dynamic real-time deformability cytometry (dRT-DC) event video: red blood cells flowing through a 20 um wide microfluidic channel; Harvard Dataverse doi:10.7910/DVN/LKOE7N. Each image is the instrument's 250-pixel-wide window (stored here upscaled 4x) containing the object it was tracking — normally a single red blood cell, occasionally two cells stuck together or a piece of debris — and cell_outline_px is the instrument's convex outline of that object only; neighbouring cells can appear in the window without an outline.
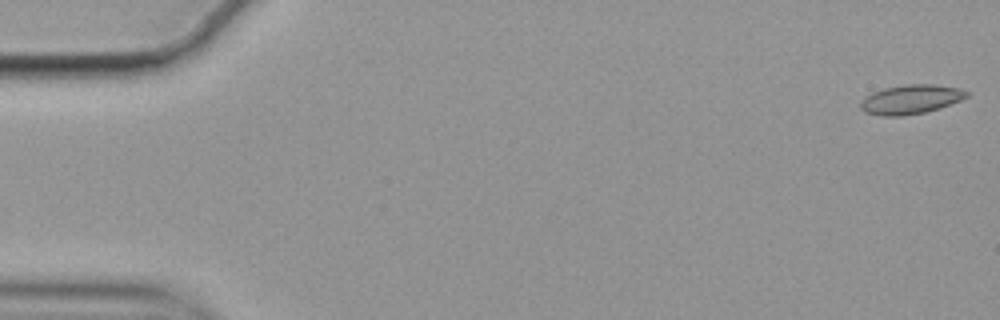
{"species": "common noctule bat (a hibernating species)", "species_latin": "Nyctalus noctula", "temperature_condition": "cold", "stored_images_in_passage": 57, "camera_frame_rate_fps": 3000, "um_per_image_px": 0.085, "animal": {"sex": "female", "body_mass_g": 19.9}, "frame": {"image": 1, "passage_image": 1, "time_ms": 0.0, "image_size_px": [1000, 320], "cell_outline_px": [[968, 96], [960, 100], [940, 108], [924, 112], [904, 116], [884, 116], [864, 112], [860, 108], [860, 104], [872, 92], [884, 88], [904, 84], [932, 84], [960, 88], [968, 92]], "centroid_in_image_um": [77.42, 8.44], "position_along_channel_um": 7.6, "area_um2": 17.98}}
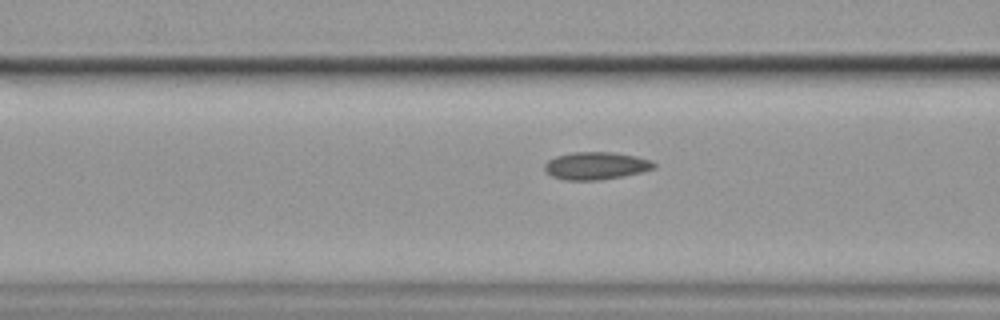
{"frame": {"image": 2, "passage_image": 22, "time_ms": 7.0, "image_size_px": [1000, 320], "cell_outline_px": [[656, 168], [624, 176], [600, 180], [564, 180], [552, 176], [544, 172], [544, 164], [548, 160], [556, 156], [572, 152], [612, 152], [636, 156], [652, 160], [656, 164]], "centroid_in_image_um": [50.65, 14.09], "position_along_channel_um": 116.0, "area_um2": 17.74}}
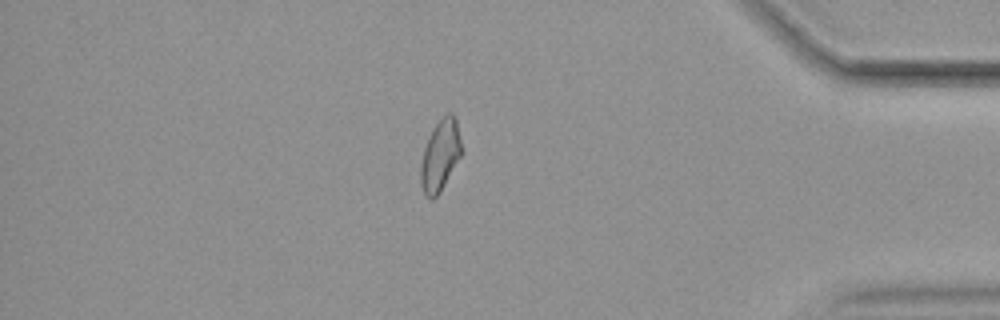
{"frame": {"image": 3, "passage_image": 49, "time_ms": 16.0, "image_size_px": [1000, 320], "cell_outline_px": [[460, 156], [440, 192], [432, 200], [428, 200], [424, 196], [420, 184], [420, 164], [424, 148], [428, 136], [436, 124], [448, 112], [452, 112], [456, 120], [460, 140]], "centroid_in_image_um": [37.37, 13.26], "position_along_channel_um": 397.8, "area_um2": 16.76}, "authors_computed_cell_mechanics": {"area_um2": 17.1666, "velocity_mm_per_s": 3.5105, "shape_relaxation_time_tau1_ms": null, "shape_relaxation_time_tau2_ms": 5.3576, "deformation_change_tau1": null, "deformation_change_tau2": 0.0908}}